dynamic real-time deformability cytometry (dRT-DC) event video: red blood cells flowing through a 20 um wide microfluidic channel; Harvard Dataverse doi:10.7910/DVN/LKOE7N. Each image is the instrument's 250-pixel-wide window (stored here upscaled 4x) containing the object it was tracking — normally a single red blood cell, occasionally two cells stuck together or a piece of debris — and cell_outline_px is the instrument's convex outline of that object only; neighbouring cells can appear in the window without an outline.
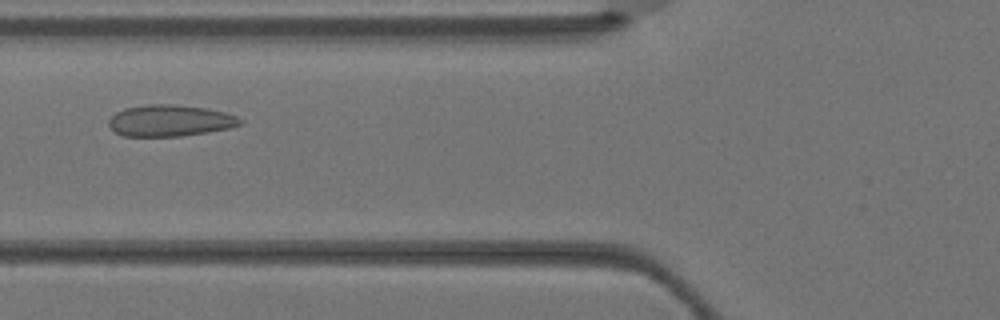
{"species": "Egyptian fruit bat (a non-hibernating species)", "species_latin": "Rousettus aegyptiacus", "temperature_condition": "warm", "stored_images_in_passage": 3, "camera_frame_rate_fps": 3000, "um_per_image_px": 0.085, "animal": {"sex": "female"}, "frame": {"image": 1, "passage_image": 3, "time_ms": 0.667, "image_size_px": [1000, 320], "cell_outline_px": [[244, 124], [228, 128], [208, 132], [180, 136], [124, 136], [116, 132], [108, 124], [108, 120], [116, 112], [124, 108], [148, 104], [172, 104], [208, 108], [224, 112], [236, 116], [244, 120]], "centroid_in_image_um": [14.47, 10.25], "position_along_channel_um": 111.3, "area_um2": 24.16}}